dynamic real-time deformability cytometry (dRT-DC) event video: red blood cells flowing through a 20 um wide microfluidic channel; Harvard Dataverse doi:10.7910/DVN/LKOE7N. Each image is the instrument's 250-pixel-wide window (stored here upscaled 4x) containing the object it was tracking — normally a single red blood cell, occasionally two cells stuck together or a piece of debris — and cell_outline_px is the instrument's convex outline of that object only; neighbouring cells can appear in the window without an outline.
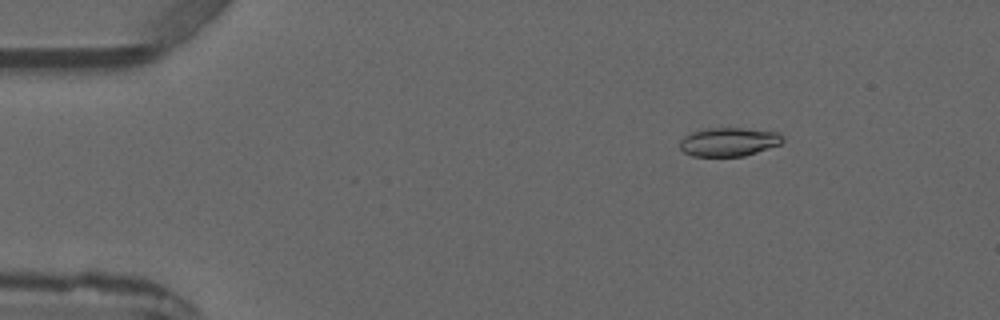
{"species": "common noctule bat (a hibernating species)", "species_latin": "Nyctalus noctula", "temperature_condition": "warm", "stored_images_in_passage": 4, "camera_frame_rate_fps": 3000, "um_per_image_px": 0.085, "animal": {"sex": "male", "forearm_length_mm": 52.5}, "frame": {"image": 1, "passage_image": 1, "time_ms": 0.0, "image_size_px": [1000, 320], "cell_outline_px": [[784, 140], [780, 144], [744, 156], [692, 156], [684, 152], [680, 148], [680, 140], [684, 136], [692, 132], [704, 128], [740, 128], [776, 132], [784, 136]], "centroid_in_image_um": [61.92, 12.06], "position_along_channel_um": 23.1, "area_um2": 17.11}}
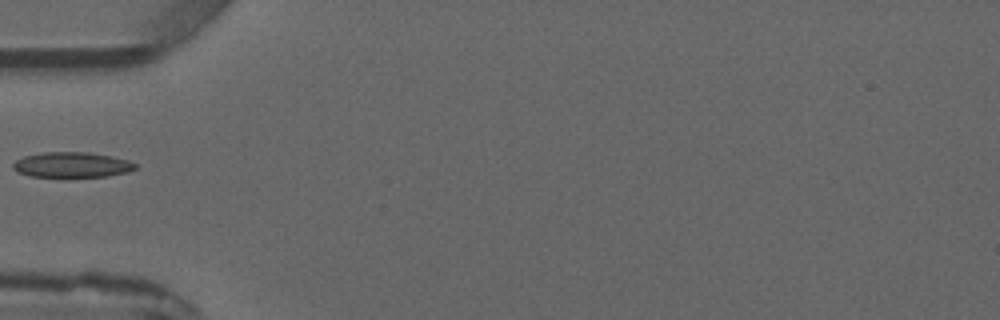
{"frame": {"image": 2, "passage_image": 3, "time_ms": 3.0, "image_size_px": [1000, 320], "cell_outline_px": [[136, 168], [128, 172], [108, 176], [64, 180], [28, 176], [16, 172], [12, 168], [12, 164], [16, 160], [24, 156], [44, 152], [88, 152], [112, 156], [128, 160], [136, 164]], "centroid_in_image_um": [6.07, 14.06], "position_along_channel_um": 78.9, "area_um2": 19.13}}